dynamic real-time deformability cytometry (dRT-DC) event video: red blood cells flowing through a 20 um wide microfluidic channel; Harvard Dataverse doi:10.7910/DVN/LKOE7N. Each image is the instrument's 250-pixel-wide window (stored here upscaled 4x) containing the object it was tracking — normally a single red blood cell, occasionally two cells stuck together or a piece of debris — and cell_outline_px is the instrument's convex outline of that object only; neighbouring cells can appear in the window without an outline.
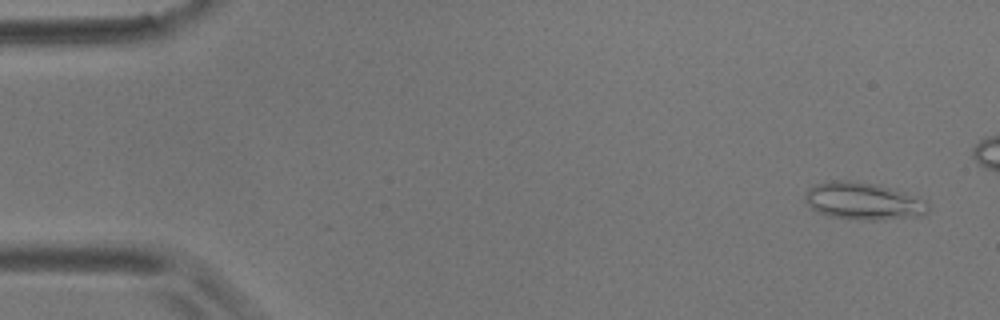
{"species": "common noctule bat (a hibernating species)", "species_latin": "Nyctalus noctula", "temperature_condition": "room temperature", "stored_images_in_passage": 6, "camera_frame_rate_fps": 3000, "um_per_image_px": 0.085, "animal": {"sex": "male", "body_mass_g": 17.9}, "frame": {"image": 1, "passage_image": 1, "time_ms": 0.0, "image_size_px": [1000, 320], "cell_outline_px": [[928, 212], [924, 216], [876, 220], [860, 220], [832, 216], [820, 212], [812, 208], [804, 200], [804, 192], [808, 188], [816, 184], [832, 180], [848, 180], [876, 184], [904, 192], [928, 200]], "centroid_in_image_um": [73.41, 17.09], "position_along_channel_um": 11.6, "area_um2": 26.88}}